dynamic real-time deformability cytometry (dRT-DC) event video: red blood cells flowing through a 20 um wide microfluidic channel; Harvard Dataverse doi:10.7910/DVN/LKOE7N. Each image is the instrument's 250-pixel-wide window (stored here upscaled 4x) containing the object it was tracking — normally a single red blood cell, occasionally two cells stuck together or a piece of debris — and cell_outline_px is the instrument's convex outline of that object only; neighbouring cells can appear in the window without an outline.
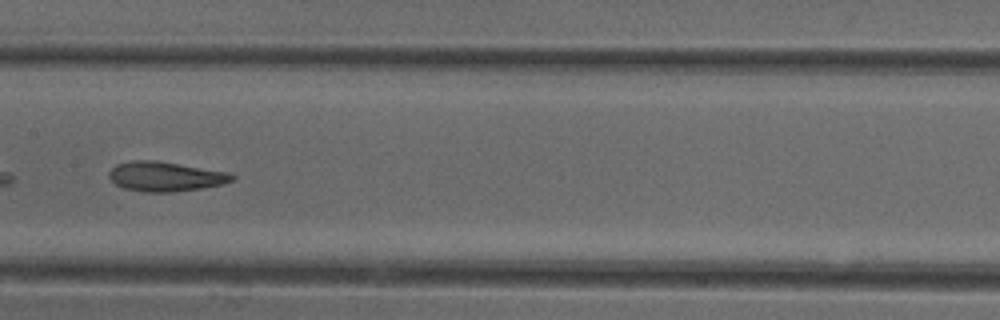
{"species": "common noctule bat (a hibernating species)", "species_latin": "Nyctalus noctula", "temperature_condition": "cold", "stored_images_in_passage": 33, "camera_frame_rate_fps": 3000, "um_per_image_px": 0.085, "animal": {"sex": "female"}, "frame": {"image": 1, "passage_image": 10, "time_ms": 3.0, "image_size_px": [1000, 320], "cell_outline_px": [[236, 180], [220, 184], [200, 188], [172, 192], [144, 192], [124, 188], [116, 184], [108, 176], [108, 172], [116, 164], [132, 160], [156, 160], [224, 172], [236, 176]], "centroid_in_image_um": [14.0, 15.0], "position_along_channel_um": 193.4, "area_um2": 20.98}}
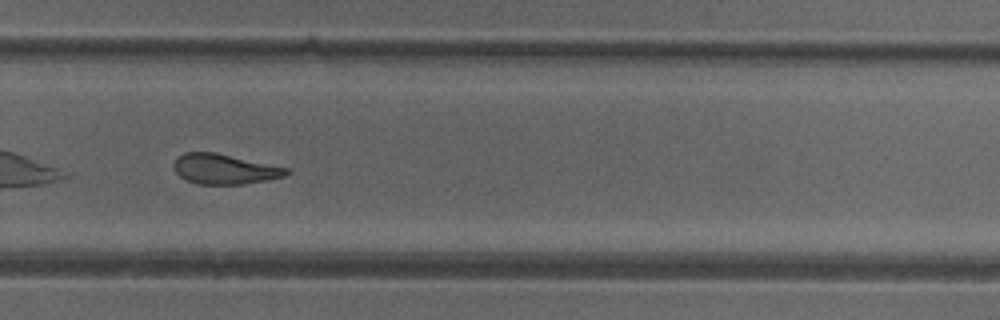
{"frame": {"image": 2, "passage_image": 19, "time_ms": 6.0, "image_size_px": [1000, 320], "cell_outline_px": [[292, 172], [284, 176], [244, 184], [196, 184], [184, 180], [176, 172], [172, 164], [176, 156], [184, 152], [216, 152], [288, 168]], "centroid_in_image_um": [19.03, 14.36], "position_along_channel_um": 310.8, "area_um2": 19.88}}